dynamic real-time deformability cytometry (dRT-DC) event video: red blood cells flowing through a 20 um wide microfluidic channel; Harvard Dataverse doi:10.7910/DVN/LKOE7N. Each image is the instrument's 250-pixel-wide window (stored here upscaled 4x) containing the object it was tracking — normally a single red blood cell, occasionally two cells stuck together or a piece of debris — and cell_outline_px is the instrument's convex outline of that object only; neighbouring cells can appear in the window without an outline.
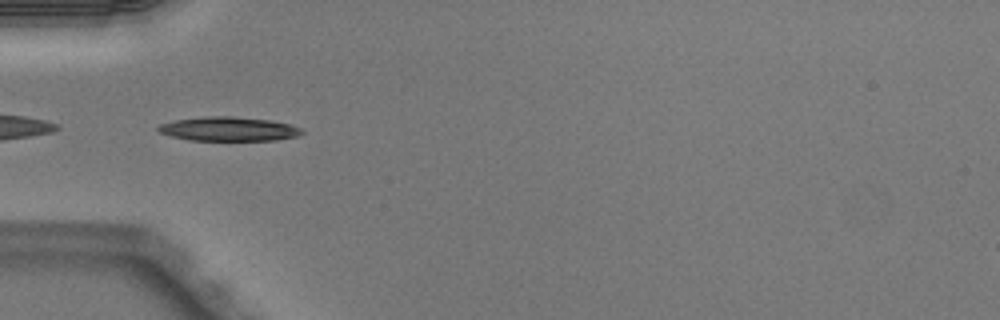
{"species": "Egyptian fruit bat (a non-hibernating species)", "species_latin": "Rousettus aegyptiacus", "temperature_condition": "warm", "stored_images_in_passage": 51, "segment_of_instrument_passage": [2, 2], "camera_frame_rate_fps": 3000, "um_per_image_px": 0.085, "animal": {"sex": "male"}, "frame": {"image": 1, "passage_image": 17, "time_ms": 5.333, "image_size_px": [1000, 320], "cell_outline_px": [[304, 132], [296, 136], [276, 140], [188, 140], [172, 136], [160, 132], [156, 128], [160, 124], [176, 120], [212, 116], [232, 116], [268, 120], [288, 124], [300, 128]], "centroid_in_image_um": [19.42, 10.96], "position_along_channel_um": 65.6, "area_um2": 19.83}}
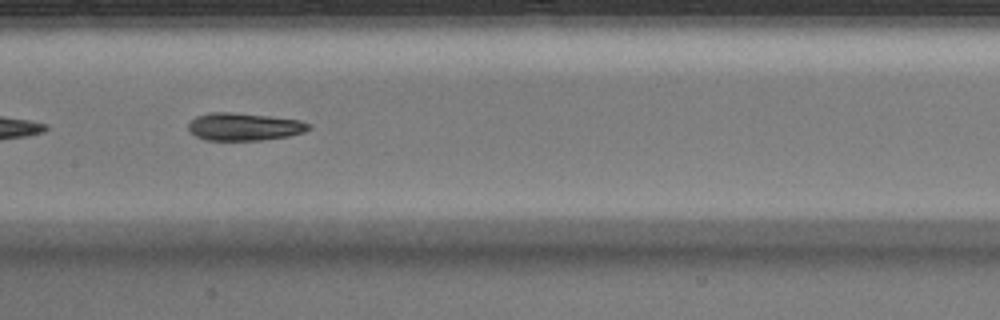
{"frame": {"image": 2, "passage_image": 26, "time_ms": 8.333, "image_size_px": [1000, 320], "cell_outline_px": [[312, 128], [304, 132], [288, 136], [260, 140], [204, 140], [196, 136], [188, 128], [188, 124], [196, 116], [212, 112], [232, 112], [268, 116], [300, 120], [312, 124]], "centroid_in_image_um": [20.78, 10.77], "position_along_channel_um": 186.6, "area_um2": 19.36}}
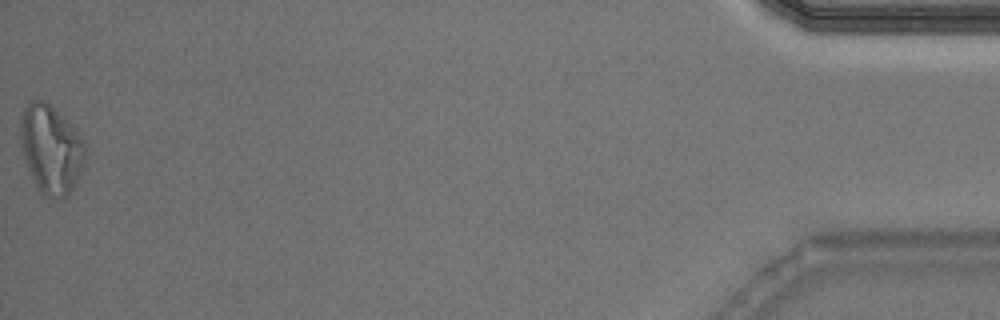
{"frame": {"image": 3, "passage_image": 51, "time_ms": 16.667, "image_size_px": [1000, 320], "cell_outline_px": [[84, 168], [76, 184], [68, 196], [60, 200], [52, 200], [40, 192], [28, 168], [20, 148], [20, 124], [24, 108], [32, 100], [40, 100], [48, 104], [68, 120], [76, 128], [84, 144]], "centroid_in_image_um": [4.35, 12.73], "position_along_channel_um": 430.9, "area_um2": 33.64}}